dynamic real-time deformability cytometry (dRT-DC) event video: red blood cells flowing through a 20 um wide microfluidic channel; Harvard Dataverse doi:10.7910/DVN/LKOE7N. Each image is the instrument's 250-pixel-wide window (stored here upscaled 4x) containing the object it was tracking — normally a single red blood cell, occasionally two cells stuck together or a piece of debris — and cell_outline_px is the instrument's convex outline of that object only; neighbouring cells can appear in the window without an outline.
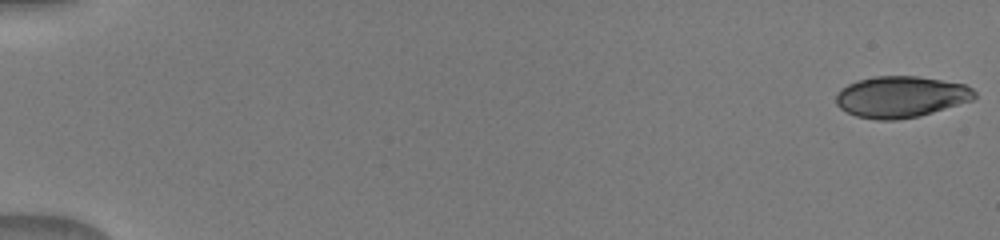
{"species": "human", "species_latin": "Homo sapiens", "temperature_condition": "warm", "stored_images_in_passage": 51, "camera_frame_rate_fps": 3000, "um_per_image_px": 0.085, "donor": {"sex": "male"}, "frame": {"image": 1, "passage_image": 1, "time_ms": 0.0, "image_size_px": [1000, 240], "cell_outline_px": [[976, 96], [972, 100], [920, 116], [896, 120], [876, 120], [856, 116], [840, 108], [836, 104], [836, 96], [840, 88], [848, 84], [872, 76], [916, 76], [964, 84], [972, 88], [976, 92]], "centroid_in_image_um": [76.56, 8.23], "position_along_channel_um": 8.4, "area_um2": 33.29}}
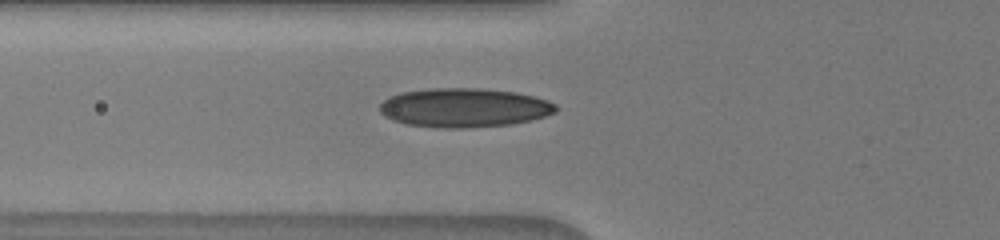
{"frame": {"image": 2, "passage_image": 20, "time_ms": 6.333, "image_size_px": [1000, 240], "cell_outline_px": [[556, 112], [544, 116], [528, 120], [508, 124], [468, 128], [440, 128], [408, 124], [392, 120], [384, 116], [380, 112], [380, 104], [384, 100], [400, 92], [432, 88], [480, 88], [516, 92], [548, 100], [556, 104]], "centroid_in_image_um": [39.43, 9.15], "position_along_channel_um": 86.4, "area_um2": 39.94}}
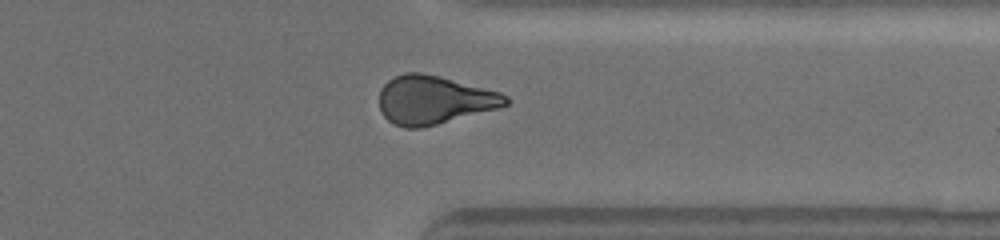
{"frame": {"image": 3, "passage_image": 41, "time_ms": 13.333, "image_size_px": [1000, 240], "cell_outline_px": [[508, 104], [500, 108], [420, 128], [404, 128], [392, 124], [380, 112], [380, 88], [388, 80], [404, 72], [420, 72], [440, 76], [500, 92], [508, 96]], "centroid_in_image_um": [36.87, 8.49], "position_along_channel_um": 374.5, "area_um2": 35.78}}